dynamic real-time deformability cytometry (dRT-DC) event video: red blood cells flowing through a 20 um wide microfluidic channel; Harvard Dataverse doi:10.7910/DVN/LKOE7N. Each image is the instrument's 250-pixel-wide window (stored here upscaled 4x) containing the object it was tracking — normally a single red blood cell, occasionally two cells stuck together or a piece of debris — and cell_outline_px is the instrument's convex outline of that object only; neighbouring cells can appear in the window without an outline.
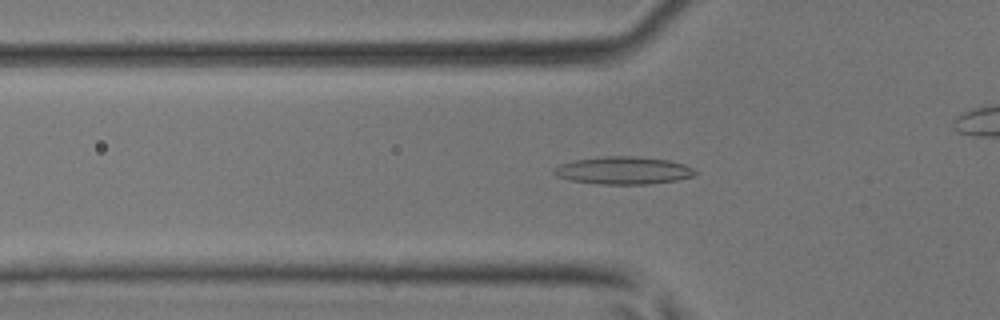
{"species": "common noctule bat (a hibernating species)", "species_latin": "Nyctalus noctula", "temperature_condition": "room temperature", "stored_images_in_passage": 39, "camera_frame_rate_fps": 3000, "um_per_image_px": 0.085, "animal": {"sex": "male", "body_mass_g": 17.9, "forearm_length_mm": 54.2}, "frame": {"image": 1, "passage_image": 15, "time_ms": 4.667, "image_size_px": [1000, 320], "cell_outline_px": [[696, 172], [692, 176], [676, 180], [648, 184], [600, 184], [572, 180], [556, 176], [552, 172], [560, 164], [576, 160], [604, 156], [636, 156], [668, 160], [684, 164], [692, 168]], "centroid_in_image_um": [52.98, 14.48], "position_along_channel_um": 72.8, "area_um2": 22.43}}
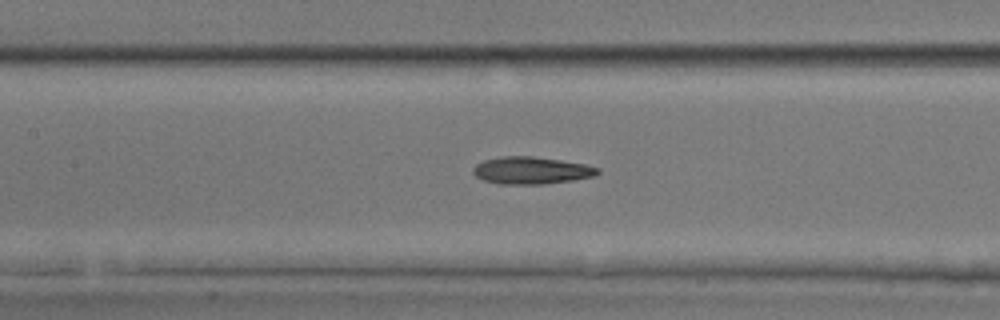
{"frame": {"image": 2, "passage_image": 21, "time_ms": 6.667, "image_size_px": [1000, 320], "cell_outline_px": [[600, 172], [592, 176], [572, 180], [544, 184], [500, 184], [484, 180], [476, 176], [472, 172], [472, 168], [476, 164], [484, 160], [500, 156], [532, 156], [560, 160], [584, 164], [600, 168]], "centroid_in_image_um": [45.13, 14.48], "position_along_channel_um": 162.3, "area_um2": 19.71}}
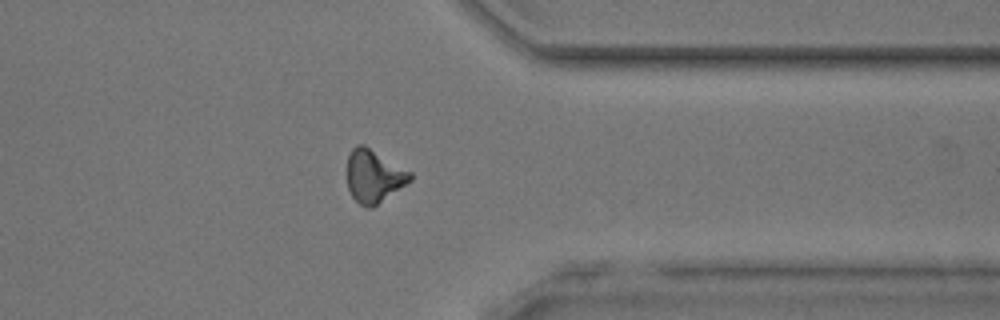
{"frame": {"image": 3, "passage_image": 36, "time_ms": 11.667, "image_size_px": [1000, 320], "cell_outline_px": [[412, 180], [372, 208], [364, 208], [352, 196], [348, 188], [348, 156], [352, 148], [356, 144], [364, 144], [412, 172]], "centroid_in_image_um": [31.78, 14.96], "position_along_channel_um": 379.6, "area_um2": 19.42}}